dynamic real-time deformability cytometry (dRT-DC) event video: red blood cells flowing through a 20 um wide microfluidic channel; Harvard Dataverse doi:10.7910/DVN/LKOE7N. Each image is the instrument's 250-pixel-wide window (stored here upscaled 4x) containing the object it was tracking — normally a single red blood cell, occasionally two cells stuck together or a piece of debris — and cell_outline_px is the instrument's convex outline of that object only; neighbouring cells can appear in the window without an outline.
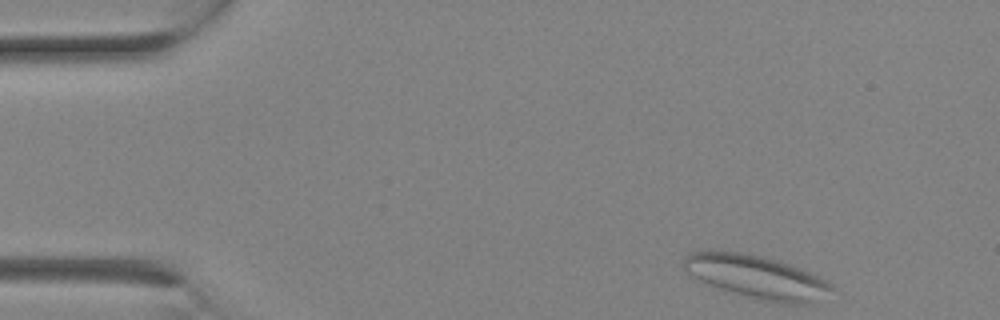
{"species": "Egyptian fruit bat (a non-hibernating species)", "species_latin": "Rousettus aegyptiacus", "temperature_condition": "room temperature", "stored_images_in_passage": 15, "camera_frame_rate_fps": 3000, "um_per_image_px": 0.085, "animal": {"sex": "female"}, "frame": {"image": 1, "passage_image": 1, "time_ms": 0.0, "image_size_px": [1000, 320], "cell_outline_px": [[840, 292], [808, 304], [780, 304], [720, 288], [688, 276], [684, 268], [684, 256], [692, 252], [740, 252], [764, 256], [800, 268], [820, 276], [828, 280], [840, 288]], "centroid_in_image_um": [64.48, 23.56], "position_along_channel_um": 20.5, "area_um2": 37.51}}
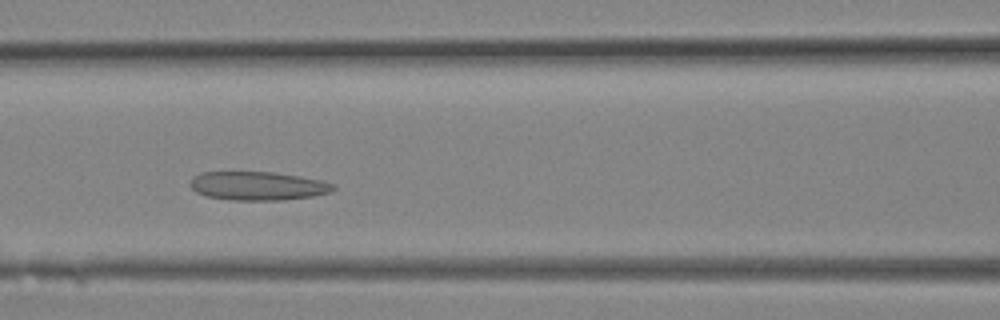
{"frame": {"image": 2, "passage_image": 9, "time_ms": 2.667, "image_size_px": [1000, 320], "cell_outline_px": [[336, 188], [332, 192], [312, 196], [284, 200], [232, 200], [208, 196], [196, 192], [188, 184], [192, 176], [200, 172], [276, 172], [324, 180], [336, 184]], "centroid_in_image_um": [21.95, 15.79], "position_along_channel_um": 144.7, "area_um2": 24.22}}
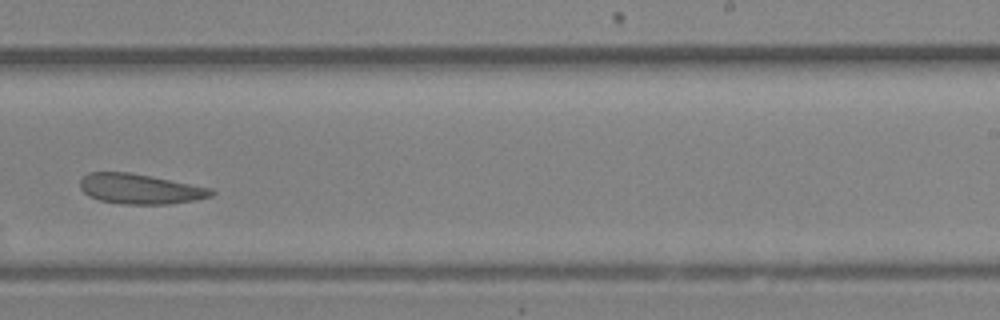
{"frame": {"image": 3, "passage_image": 14, "time_ms": 4.333, "image_size_px": [1000, 320], "cell_outline_px": [[216, 192], [212, 196], [192, 200], [168, 204], [120, 204], [100, 200], [88, 196], [80, 188], [80, 180], [88, 172], [128, 172], [152, 176], [212, 188]], "centroid_in_image_um": [11.89, 16.05], "position_along_channel_um": 277.1, "area_um2": 23.0}}